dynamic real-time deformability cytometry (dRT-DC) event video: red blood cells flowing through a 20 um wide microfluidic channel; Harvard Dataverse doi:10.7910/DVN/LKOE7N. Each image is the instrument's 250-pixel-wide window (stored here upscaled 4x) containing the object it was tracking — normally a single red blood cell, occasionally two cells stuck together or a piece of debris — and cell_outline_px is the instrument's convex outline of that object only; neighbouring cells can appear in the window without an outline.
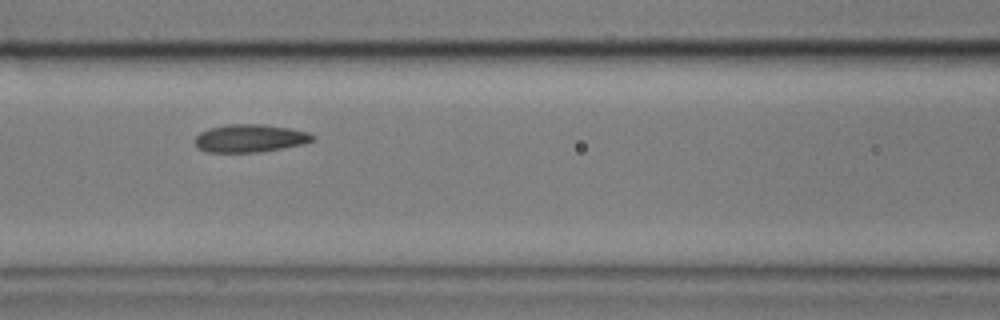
{"species": "common noctule bat (a hibernating species)", "species_latin": "Nyctalus noctula", "temperature_condition": "cold", "stored_images_in_passage": 7, "camera_frame_rate_fps": 3000, "um_per_image_px": 0.085, "animal": {"sex": "male", "body_mass_g": 17.9}, "frame": {"image": 1, "passage_image": 4, "time_ms": 1.0, "image_size_px": [1000, 320], "cell_outline_px": [[316, 140], [304, 144], [260, 152], [208, 152], [196, 148], [196, 136], [200, 132], [208, 128], [228, 124], [264, 124], [288, 128], [308, 132], [316, 136]], "centroid_in_image_um": [21.27, 11.75], "position_along_channel_um": 145.3, "area_um2": 19.25}}
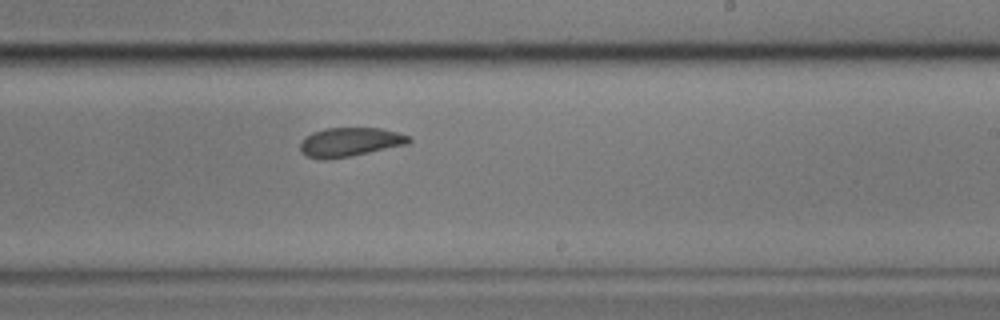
{"frame": {"image": 2, "passage_image": 7, "time_ms": 2.0, "image_size_px": [1000, 320], "cell_outline_px": [[412, 140], [408, 144], [352, 156], [324, 160], [320, 160], [308, 156], [300, 152], [300, 144], [312, 132], [324, 128], [380, 128], [396, 132], [408, 136]], "centroid_in_image_um": [29.73, 12.08], "position_along_channel_um": 259.3, "area_um2": 18.32}}